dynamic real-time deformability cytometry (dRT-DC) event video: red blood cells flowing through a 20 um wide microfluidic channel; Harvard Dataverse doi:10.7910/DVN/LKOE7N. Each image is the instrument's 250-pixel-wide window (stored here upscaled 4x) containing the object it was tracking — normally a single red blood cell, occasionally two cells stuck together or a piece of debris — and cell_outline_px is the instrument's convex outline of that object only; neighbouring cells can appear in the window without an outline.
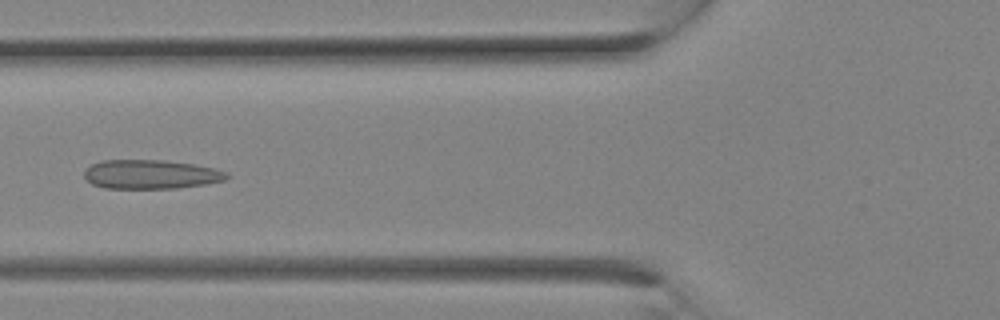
{"species": "Egyptian fruit bat (a non-hibernating species)", "species_latin": "Rousettus aegyptiacus", "temperature_condition": "room temperature", "stored_images_in_passage": 11, "camera_frame_rate_fps": 3000, "um_per_image_px": 0.085, "animal": {"sex": "female"}, "frame": {"image": 1, "passage_image": 10, "time_ms": 3.0, "image_size_px": [1000, 320], "cell_outline_px": [[232, 176], [224, 180], [204, 184], [176, 188], [104, 188], [92, 184], [84, 176], [84, 172], [92, 164], [100, 160], [164, 160], [192, 164], [216, 168], [228, 172]], "centroid_in_image_um": [12.85, 14.81], "position_along_channel_um": 113.0, "area_um2": 24.16}}